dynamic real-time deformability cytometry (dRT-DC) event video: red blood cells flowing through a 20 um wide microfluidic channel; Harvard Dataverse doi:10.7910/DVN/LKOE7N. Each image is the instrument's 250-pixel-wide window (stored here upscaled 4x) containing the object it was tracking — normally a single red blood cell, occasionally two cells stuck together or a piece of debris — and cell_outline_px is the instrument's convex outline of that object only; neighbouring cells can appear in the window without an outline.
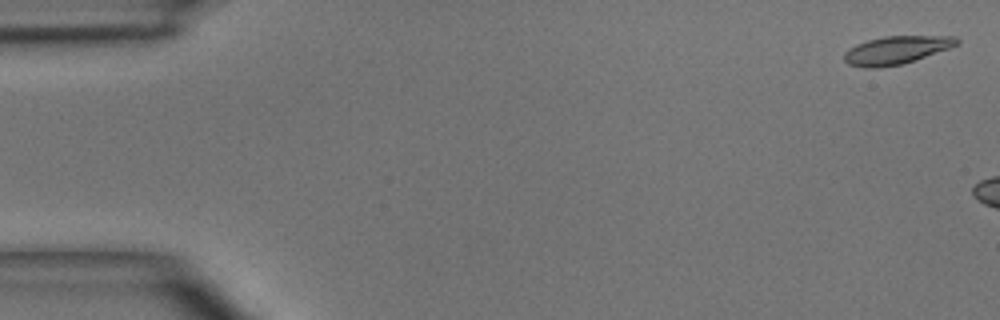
{"species": "common noctule bat (a hibernating species)", "species_latin": "Nyctalus noctula", "temperature_condition": "room temperature", "stored_images_in_passage": 4, "camera_frame_rate_fps": 3000, "um_per_image_px": 0.085, "animal": {"sex": "male", "body_mass_g": 15.6}, "frame": {"image": 1, "passage_image": 1, "time_ms": 0.0, "image_size_px": [1000, 320], "cell_outline_px": [[960, 44], [916, 60], [900, 64], [876, 68], [864, 68], [848, 64], [844, 60], [844, 52], [848, 48], [856, 44], [868, 40], [884, 36], [956, 36], [960, 40]], "centroid_in_image_um": [76.18, 4.25], "position_along_channel_um": 8.8, "area_um2": 18.5}}